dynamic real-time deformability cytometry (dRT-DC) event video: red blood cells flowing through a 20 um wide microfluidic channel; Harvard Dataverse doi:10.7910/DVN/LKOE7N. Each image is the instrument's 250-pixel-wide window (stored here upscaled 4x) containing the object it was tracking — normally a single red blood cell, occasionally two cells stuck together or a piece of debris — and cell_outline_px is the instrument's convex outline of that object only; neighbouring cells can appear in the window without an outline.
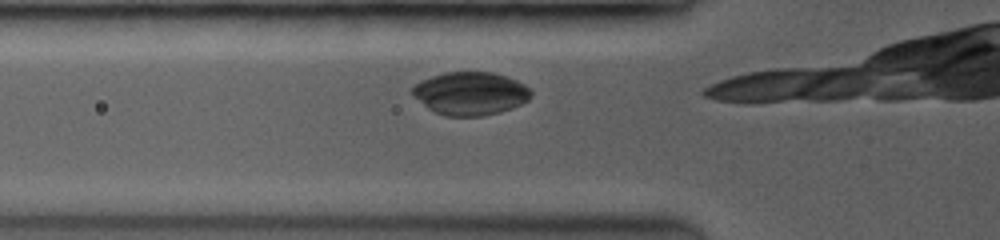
{"species": "common noctule bat (a hibernating species)", "species_latin": "Nyctalus noctula", "temperature_condition": "room temperature", "stored_images_in_passage": 4, "camera_frame_rate_fps": 3500, "um_per_image_px": 0.085, "animal": {"sex": "female", "body_mass_g": 19.0, "forearm_length_mm": 53.3}, "frame": {"image": 1, "passage_image": 2, "time_ms": 0.571, "image_size_px": [1000, 240], "cell_outline_px": [[532, 92], [528, 100], [512, 108], [500, 112], [484, 116], [448, 116], [436, 112], [428, 108], [412, 92], [412, 88], [420, 80], [444, 72], [492, 72], [516, 80], [524, 84]], "centroid_in_image_um": [40.0, 7.94], "position_along_channel_um": 85.8, "area_um2": 29.48}}